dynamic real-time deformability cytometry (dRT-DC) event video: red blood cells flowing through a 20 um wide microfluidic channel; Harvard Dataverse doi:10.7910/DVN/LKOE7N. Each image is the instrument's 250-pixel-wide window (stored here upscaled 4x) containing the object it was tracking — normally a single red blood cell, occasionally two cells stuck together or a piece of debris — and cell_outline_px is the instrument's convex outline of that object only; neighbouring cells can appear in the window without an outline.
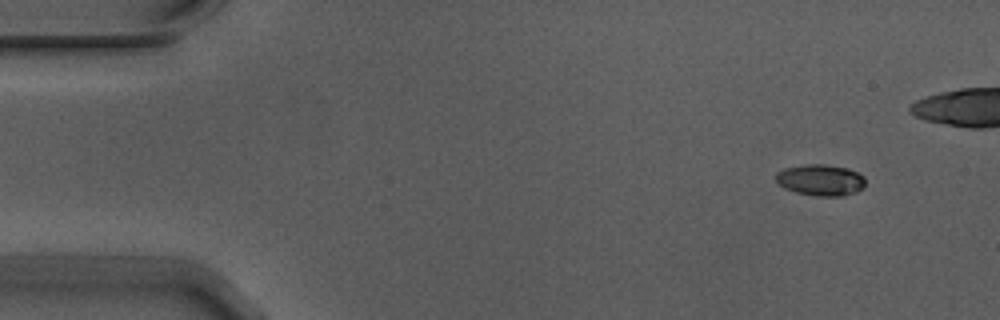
{"species": "Egyptian fruit bat (a non-hibernating species)", "species_latin": "Rousettus aegyptiacus", "temperature_condition": "warm", "stored_images_in_passage": 5, "camera_frame_rate_fps": 3000, "um_per_image_px": 0.085, "animal": {"sex": "male"}, "frame": {"image": 1, "passage_image": 1, "time_ms": 0.0, "image_size_px": [1000, 320], "cell_outline_px": [[864, 184], [856, 192], [844, 196], [816, 196], [796, 192], [784, 188], [776, 180], [776, 172], [784, 168], [808, 164], [824, 164], [848, 168], [864, 176]], "centroid_in_image_um": [69.74, 15.3], "position_along_channel_um": 15.3, "area_um2": 16.24}}